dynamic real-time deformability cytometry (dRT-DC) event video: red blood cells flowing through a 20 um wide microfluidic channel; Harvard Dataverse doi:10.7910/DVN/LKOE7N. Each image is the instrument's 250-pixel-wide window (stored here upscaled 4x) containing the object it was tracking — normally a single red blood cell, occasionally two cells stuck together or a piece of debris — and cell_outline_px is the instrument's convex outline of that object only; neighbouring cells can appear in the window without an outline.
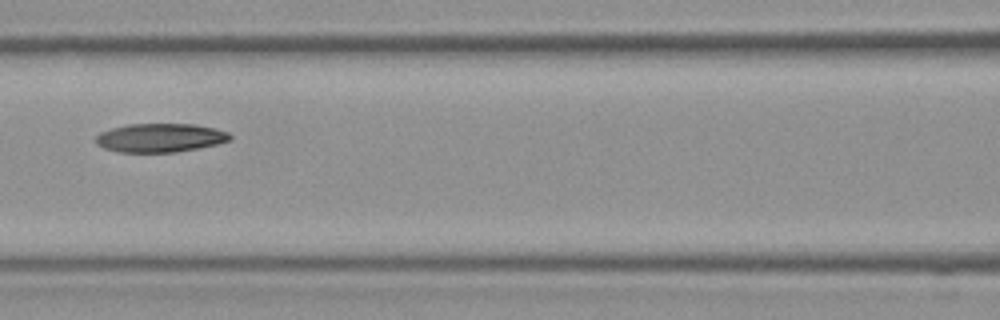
{"species": "Egyptian fruit bat (a non-hibernating species)", "species_latin": "Rousettus aegyptiacus", "temperature_condition": "room temperature", "stored_images_in_passage": 5, "camera_frame_rate_fps": 3000, "um_per_image_px": 0.085, "frame": {"image": 1, "passage_image": 5, "time_ms": 1.333, "image_size_px": [1000, 320], "cell_outline_px": [[232, 140], [216, 144], [176, 152], [120, 152], [104, 148], [96, 144], [96, 136], [100, 132], [112, 128], [128, 124], [192, 124], [216, 128], [228, 132], [232, 136]], "centroid_in_image_um": [13.62, 11.71], "position_along_channel_um": 153.0, "area_um2": 22.43}}